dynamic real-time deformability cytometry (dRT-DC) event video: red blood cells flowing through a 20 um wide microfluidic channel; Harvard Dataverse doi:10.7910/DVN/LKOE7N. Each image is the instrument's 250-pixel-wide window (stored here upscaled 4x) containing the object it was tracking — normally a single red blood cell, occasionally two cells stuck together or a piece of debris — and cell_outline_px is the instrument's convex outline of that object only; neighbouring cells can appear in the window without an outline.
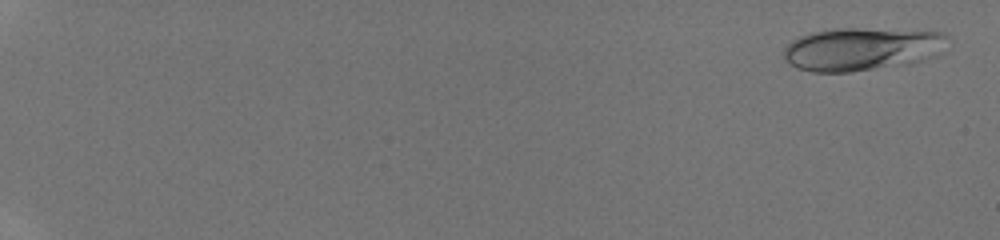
{"species": "human", "species_latin": "Homo sapiens", "temperature_condition": "room temperature", "stored_images_in_passage": 46, "camera_frame_rate_fps": 3000, "um_per_image_px": 0.085, "donor": {"sex": "male"}, "frame": {"image": 1, "passage_image": 2, "time_ms": 0.333, "image_size_px": [1000, 240], "cell_outline_px": [[952, 40], [936, 56], [924, 60], [908, 64], [848, 72], [812, 72], [796, 68], [784, 60], [784, 48], [792, 40], [800, 36], [812, 32], [836, 28], [856, 28], [944, 32]], "centroid_in_image_um": [73.29, 4.17], "position_along_channel_um": 11.7, "area_um2": 41.5}}
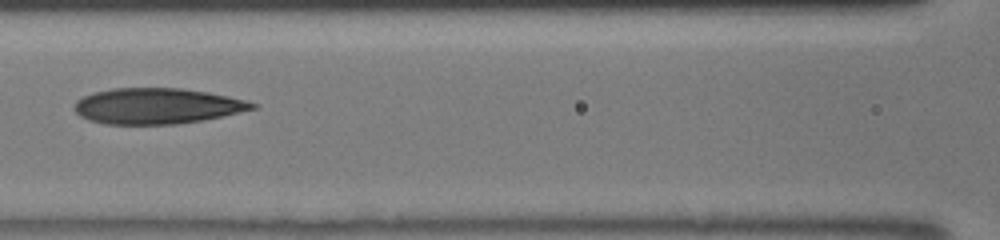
{"frame": {"image": 2, "passage_image": 25, "time_ms": 8.0, "image_size_px": [1000, 240], "cell_outline_px": [[260, 108], [200, 120], [176, 124], [104, 124], [88, 120], [80, 116], [72, 108], [76, 100], [92, 92], [112, 88], [180, 88], [208, 92], [248, 100], [260, 104]], "centroid_in_image_um": [13.34, 9.0], "position_along_channel_um": 153.3, "area_um2": 37.34}}
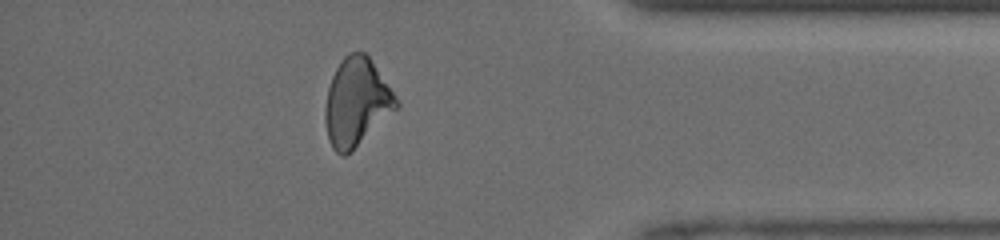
{"frame": {"image": 3, "passage_image": 42, "time_ms": 13.667, "image_size_px": [1000, 240], "cell_outline_px": [[400, 104], [396, 108], [344, 156], [336, 152], [332, 148], [328, 140], [324, 120], [324, 108], [328, 88], [332, 76], [340, 60], [344, 56], [352, 52], [364, 52], [368, 56], [400, 100]], "centroid_in_image_um": [30.27, 8.65], "position_along_channel_um": 404.9, "area_um2": 35.78}}